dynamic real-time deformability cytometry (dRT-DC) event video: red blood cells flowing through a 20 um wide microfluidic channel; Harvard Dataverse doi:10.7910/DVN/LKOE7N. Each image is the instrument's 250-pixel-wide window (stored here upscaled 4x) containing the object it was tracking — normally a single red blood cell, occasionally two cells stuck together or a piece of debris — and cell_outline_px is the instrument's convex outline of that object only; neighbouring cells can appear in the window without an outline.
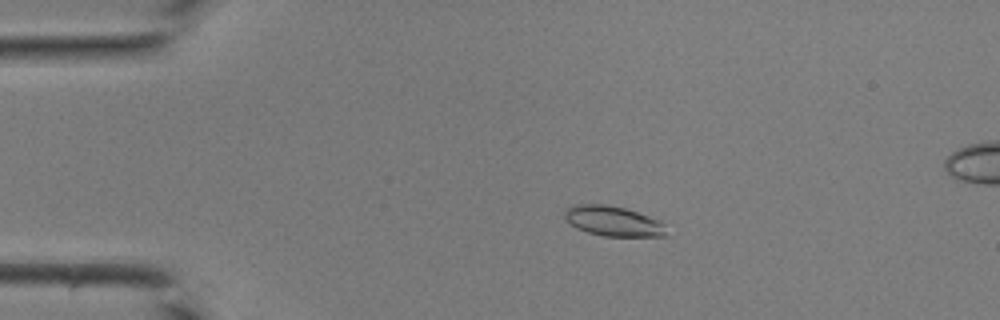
{"species": "common noctule bat (a hibernating species)", "species_latin": "Nyctalus noctula", "temperature_condition": "room temperature", "stored_images_in_passage": 42, "camera_frame_rate_fps": 3000, "um_per_image_px": 0.085, "animal": {"sex": "male", "body_mass_g": 19.0, "forearm_length_mm": 50.8}, "frame": {"image": 1, "passage_image": 9, "time_ms": 2.667, "image_size_px": [1000, 320], "cell_outline_px": [[668, 236], [604, 236], [588, 232], [576, 228], [564, 216], [564, 208], [572, 204], [604, 204], [624, 208], [660, 220], [664, 224]], "centroid_in_image_um": [52.11, 18.79], "position_along_channel_um": 32.9, "area_um2": 17.8}}
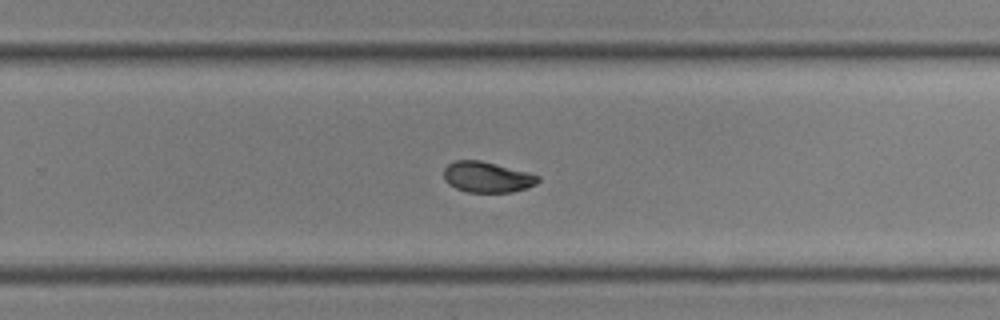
{"frame": {"image": 2, "passage_image": 28, "time_ms": 9.0, "image_size_px": [1000, 320], "cell_outline_px": [[540, 180], [536, 184], [528, 188], [512, 192], [468, 192], [456, 188], [448, 184], [444, 180], [444, 168], [448, 164], [456, 160], [480, 160], [528, 172], [540, 176]], "centroid_in_image_um": [41.41, 15.05], "position_along_channel_um": 288.4, "area_um2": 16.94}}
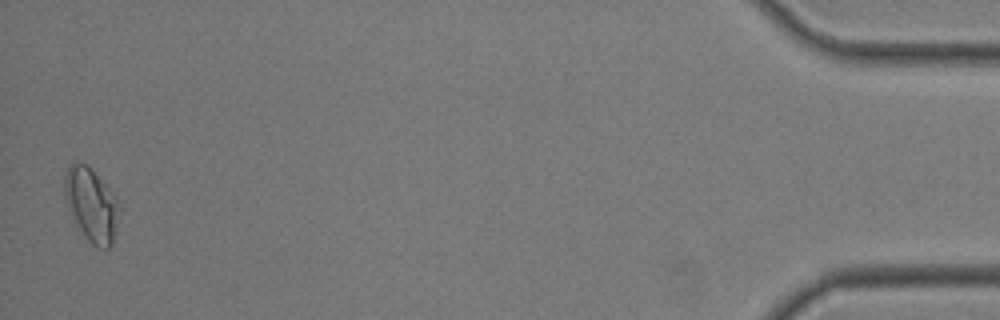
{"frame": {"image": 3, "passage_image": 42, "time_ms": 13.667, "image_size_px": [1000, 320], "cell_outline_px": [[120, 212], [112, 244], [108, 248], [100, 248], [92, 244], [88, 240], [80, 228], [64, 196], [64, 176], [68, 168], [72, 164], [88, 164], [116, 196], [120, 204]], "centroid_in_image_um": [7.81, 17.38], "position_along_channel_um": 427.4, "area_um2": 22.95}}